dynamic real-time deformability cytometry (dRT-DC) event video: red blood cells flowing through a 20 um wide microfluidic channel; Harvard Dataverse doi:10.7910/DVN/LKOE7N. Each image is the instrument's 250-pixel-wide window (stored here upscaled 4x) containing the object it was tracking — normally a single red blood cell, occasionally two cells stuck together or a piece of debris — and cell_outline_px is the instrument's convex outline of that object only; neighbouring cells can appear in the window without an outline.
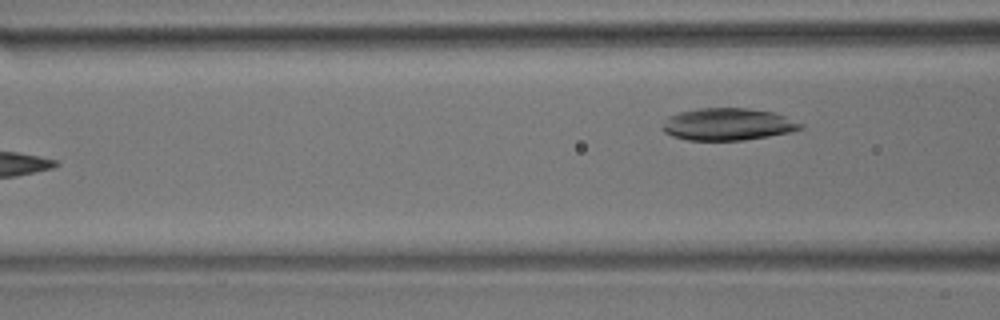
{"species": "common noctule bat (a hibernating species)", "species_latin": "Nyctalus noctula", "temperature_condition": "room temperature", "stored_images_in_passage": 5, "camera_frame_rate_fps": 3000, "um_per_image_px": 0.085, "animal": {"sex": "male", "body_mass_g": 17.9}, "frame": {"image": 1, "passage_image": 5, "time_ms": 1.333, "image_size_px": [1000, 320], "cell_outline_px": [[804, 128], [792, 132], [744, 140], [688, 140], [672, 136], [664, 132], [660, 128], [668, 116], [680, 112], [700, 108], [748, 108], [772, 112], [784, 116], [804, 124]], "centroid_in_image_um": [61.86, 10.56], "position_along_channel_um": 104.7, "area_um2": 25.95}}